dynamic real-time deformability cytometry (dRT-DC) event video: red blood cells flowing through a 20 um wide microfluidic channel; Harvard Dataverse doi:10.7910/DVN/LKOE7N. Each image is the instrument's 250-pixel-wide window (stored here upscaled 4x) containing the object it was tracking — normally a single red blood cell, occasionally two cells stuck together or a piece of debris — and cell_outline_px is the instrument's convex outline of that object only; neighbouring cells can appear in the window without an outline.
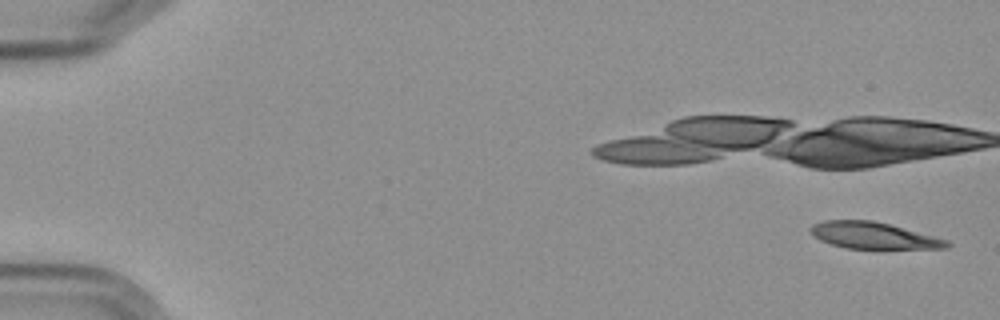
{"species": "Egyptian fruit bat (a non-hibernating species)", "species_latin": "Rousettus aegyptiacus", "temperature_condition": "cold", "stored_images_in_passage": 5, "camera_frame_rate_fps": 3000, "um_per_image_px": 0.085, "frame": {"image": 1, "passage_image": 1, "time_ms": 0.0, "image_size_px": [1000, 320], "cell_outline_px": [[952, 244], [948, 248], [848, 248], [832, 244], [820, 240], [808, 228], [812, 224], [824, 220], [872, 220], [888, 224], [948, 240]], "centroid_in_image_um": [74.23, 20.01], "position_along_channel_um": 10.8, "area_um2": 20.69}}